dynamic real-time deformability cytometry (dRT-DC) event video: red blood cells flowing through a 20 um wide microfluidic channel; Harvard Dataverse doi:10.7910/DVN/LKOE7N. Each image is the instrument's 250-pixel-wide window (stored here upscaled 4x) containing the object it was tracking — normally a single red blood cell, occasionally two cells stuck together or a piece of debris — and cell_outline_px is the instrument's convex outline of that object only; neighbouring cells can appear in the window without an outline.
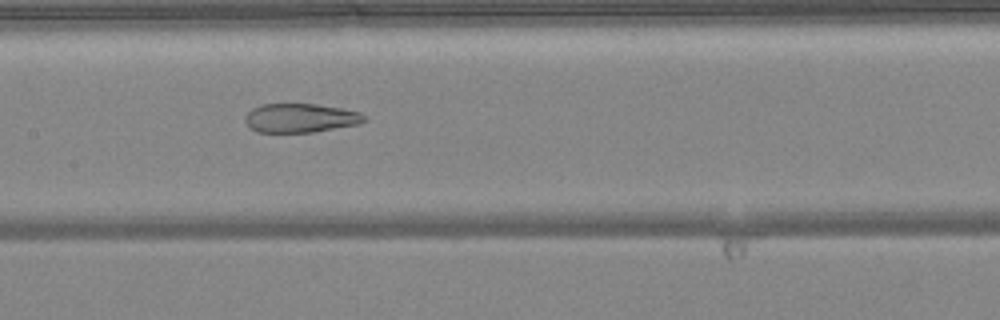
{"species": "common noctule bat (a hibernating species)", "species_latin": "Nyctalus noctula", "temperature_condition": "warm", "stored_images_in_passage": 49, "camera_frame_rate_fps": 3000, "um_per_image_px": 0.085, "animal": {"sex": "female", "body_mass_g": 24.6, "forearm_length_mm": 56.2}, "frame": {"image": 1, "passage_image": 24, "time_ms": 7.667, "image_size_px": [1000, 320], "cell_outline_px": [[368, 120], [360, 124], [312, 132], [256, 132], [244, 120], [244, 116], [252, 108], [260, 104], [316, 104], [340, 108], [360, 112], [368, 116]], "centroid_in_image_um": [25.57, 10.03], "position_along_channel_um": 181.8, "area_um2": 20.23}}
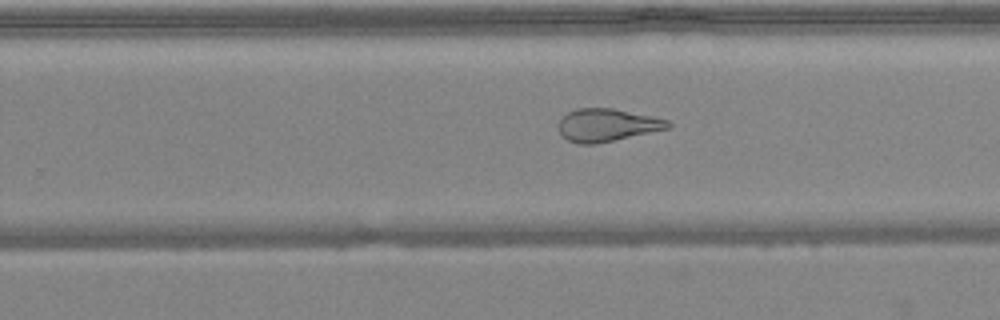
{"frame": {"image": 2, "passage_image": 31, "time_ms": 10.0, "image_size_px": [1000, 320], "cell_outline_px": [[672, 128], [596, 144], [580, 144], [568, 140], [560, 132], [560, 120], [568, 112], [576, 108], [612, 108], [652, 116], [668, 120], [672, 124]], "centroid_in_image_um": [51.65, 10.63], "position_along_channel_um": 278.1, "area_um2": 20.81}}
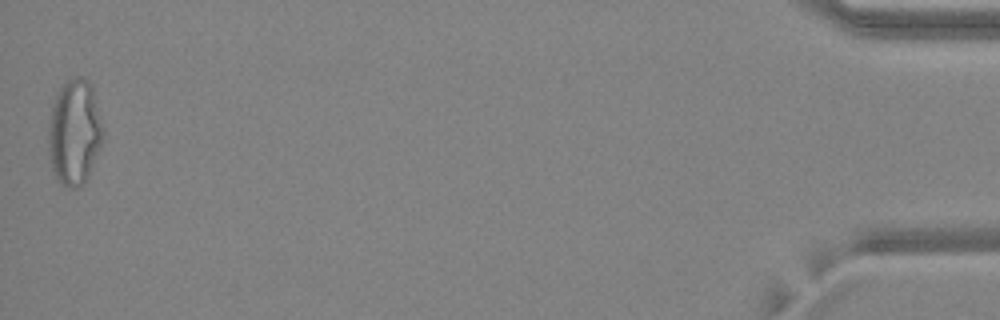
{"frame": {"image": 3, "passage_image": 49, "time_ms": 16.0, "image_size_px": [1000, 320], "cell_outline_px": [[104, 140], [88, 176], [76, 188], [68, 188], [56, 180], [52, 168], [48, 152], [48, 128], [52, 108], [56, 92], [72, 76], [84, 76], [92, 84], [104, 132]], "centroid_in_image_um": [6.33, 11.22], "position_along_channel_um": 428.9, "area_um2": 33.93}, "authors_computed_cell_mechanics": {"area_um2": 27.5128, "velocity_mm_per_s": 4.1535, "shape_relaxation_time_tau1_ms": null, "shape_relaxation_time_tau2_ms": 1.4949, "deformation_change_tau1": null, "deformation_change_tau2": 0.0976}}